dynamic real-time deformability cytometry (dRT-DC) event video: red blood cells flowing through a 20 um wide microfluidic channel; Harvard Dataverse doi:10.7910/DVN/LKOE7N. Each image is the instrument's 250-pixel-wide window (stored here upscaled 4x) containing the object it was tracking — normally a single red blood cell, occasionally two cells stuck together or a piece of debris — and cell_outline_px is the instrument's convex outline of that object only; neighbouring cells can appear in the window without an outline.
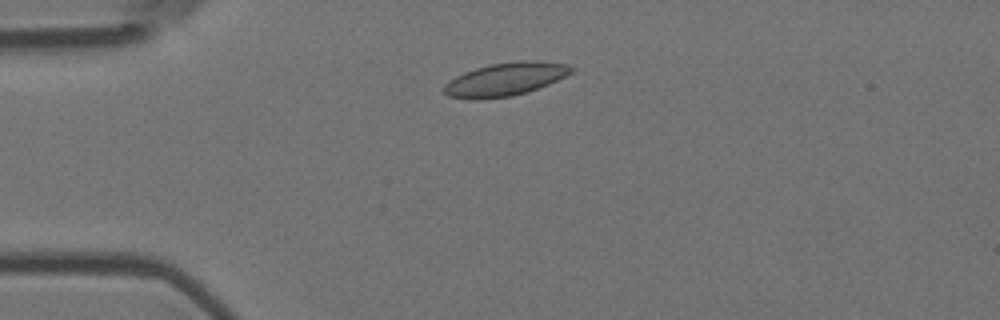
{"species": "Egyptian fruit bat (a non-hibernating species)", "species_latin": "Rousettus aegyptiacus", "temperature_condition": "room temperature", "stored_images_in_passage": 4, "camera_frame_rate_fps": 3000, "um_per_image_px": 0.085, "animal": {"sex": "female"}, "frame": {"image": 1, "passage_image": 3, "time_ms": 0.667, "image_size_px": [1000, 320], "cell_outline_px": [[576, 68], [572, 72], [548, 84], [512, 96], [480, 100], [468, 100], [448, 96], [444, 92], [444, 84], [456, 76], [464, 72], [476, 68], [492, 64], [520, 60], [524, 60], [568, 64]], "centroid_in_image_um": [42.91, 6.75], "position_along_channel_um": 42.1, "area_um2": 24.45}}